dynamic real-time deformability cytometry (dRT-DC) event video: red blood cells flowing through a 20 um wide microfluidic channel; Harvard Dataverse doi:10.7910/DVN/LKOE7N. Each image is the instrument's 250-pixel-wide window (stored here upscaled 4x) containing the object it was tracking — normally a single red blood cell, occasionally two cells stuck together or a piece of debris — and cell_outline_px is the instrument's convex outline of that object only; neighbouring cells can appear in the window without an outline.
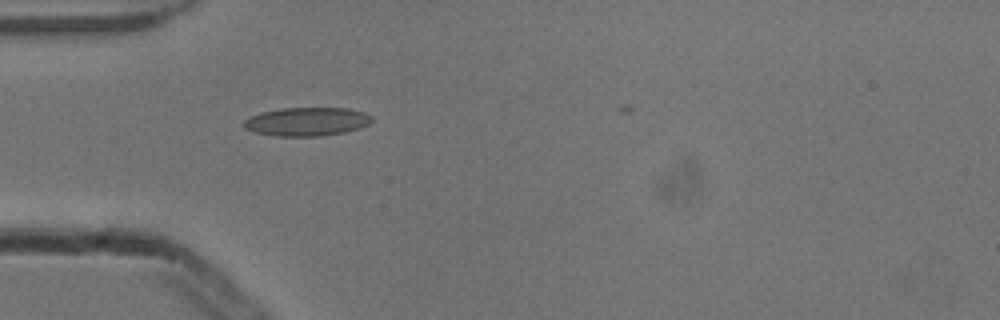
{"species": "common noctule bat (a hibernating species)", "species_latin": "Nyctalus noctula", "temperature_condition": "cold", "stored_images_in_passage": 34, "camera_frame_rate_fps": 3000, "um_per_image_px": 0.085, "animal": {"sex": "male", "body_mass_g": 13.3}, "frame": {"image": 1, "passage_image": 3, "time_ms": 0.667, "image_size_px": [1000, 320], "cell_outline_px": [[372, 120], [368, 124], [360, 128], [344, 132], [320, 136], [276, 136], [256, 132], [244, 128], [244, 120], [248, 116], [260, 112], [280, 108], [348, 108], [364, 112], [372, 116]], "centroid_in_image_um": [26.06, 10.33], "position_along_channel_um": 58.9, "area_um2": 21.39}}
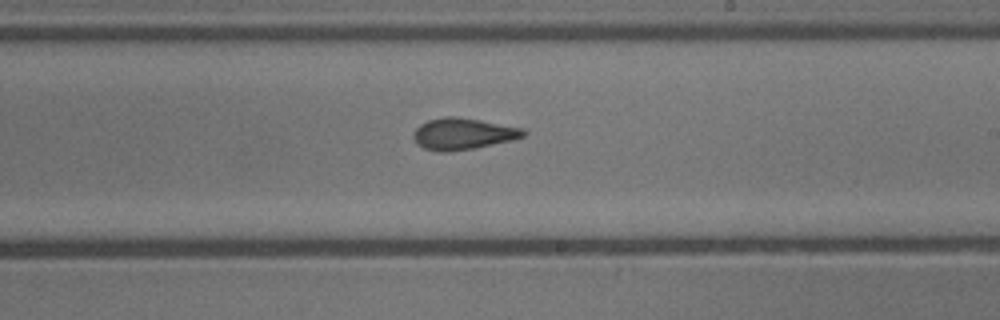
{"frame": {"image": 2, "passage_image": 18, "time_ms": 5.667, "image_size_px": [1000, 320], "cell_outline_px": [[528, 132], [524, 136], [512, 140], [476, 148], [448, 152], [436, 152], [424, 148], [416, 144], [412, 136], [412, 132], [420, 124], [428, 120], [444, 116], [456, 116], [480, 120], [524, 128]], "centroid_in_image_um": [39.33, 11.38], "position_along_channel_um": 249.7, "area_um2": 20.52}}
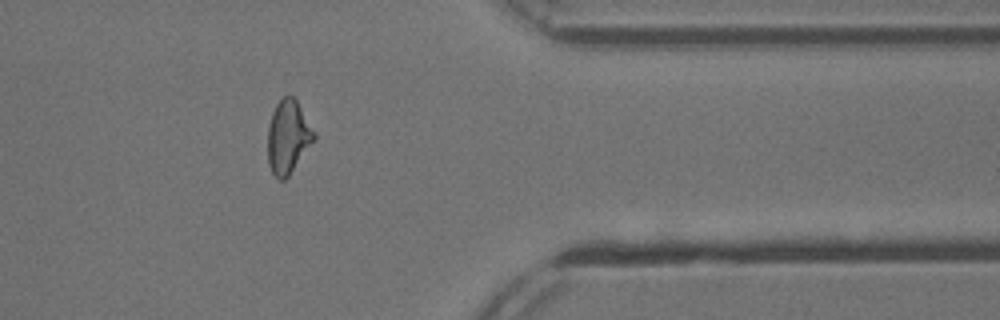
{"frame": {"image": 3, "passage_image": 30, "time_ms": 9.667, "image_size_px": [1000, 320], "cell_outline_px": [[316, 140], [288, 176], [284, 180], [280, 180], [272, 172], [268, 164], [268, 124], [272, 112], [276, 104], [284, 96], [292, 96], [296, 100], [316, 132]], "centroid_in_image_um": [24.5, 11.64], "position_along_channel_um": 386.9, "area_um2": 19.88}}